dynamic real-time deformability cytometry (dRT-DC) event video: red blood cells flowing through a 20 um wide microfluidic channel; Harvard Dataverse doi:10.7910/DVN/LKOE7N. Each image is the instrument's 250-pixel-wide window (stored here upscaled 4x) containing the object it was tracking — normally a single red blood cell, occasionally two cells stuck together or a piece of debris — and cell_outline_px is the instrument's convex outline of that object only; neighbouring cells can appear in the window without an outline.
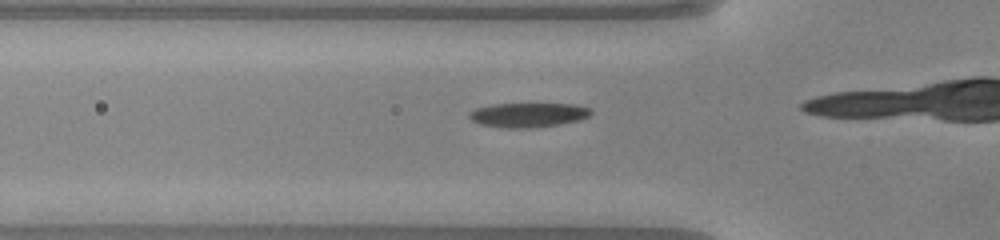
{"species": "common noctule bat (a hibernating species)", "species_latin": "Nyctalus noctula", "temperature_condition": "warm", "stored_images_in_passage": 14, "camera_frame_rate_fps": 3000, "um_per_image_px": 0.085, "animal": {"sex": "male", "body_mass_g": 20.0, "forearm_length_mm": 53.3}, "frame": {"image": 1, "passage_image": 12, "time_ms": 3.667, "image_size_px": [1000, 240], "cell_outline_px": [[592, 112], [588, 116], [580, 120], [560, 124], [528, 128], [504, 128], [480, 124], [472, 120], [468, 116], [468, 112], [476, 108], [492, 104], [572, 104], [592, 108]], "centroid_in_image_um": [44.88, 9.77], "position_along_channel_um": 80.9, "area_um2": 17.34}}